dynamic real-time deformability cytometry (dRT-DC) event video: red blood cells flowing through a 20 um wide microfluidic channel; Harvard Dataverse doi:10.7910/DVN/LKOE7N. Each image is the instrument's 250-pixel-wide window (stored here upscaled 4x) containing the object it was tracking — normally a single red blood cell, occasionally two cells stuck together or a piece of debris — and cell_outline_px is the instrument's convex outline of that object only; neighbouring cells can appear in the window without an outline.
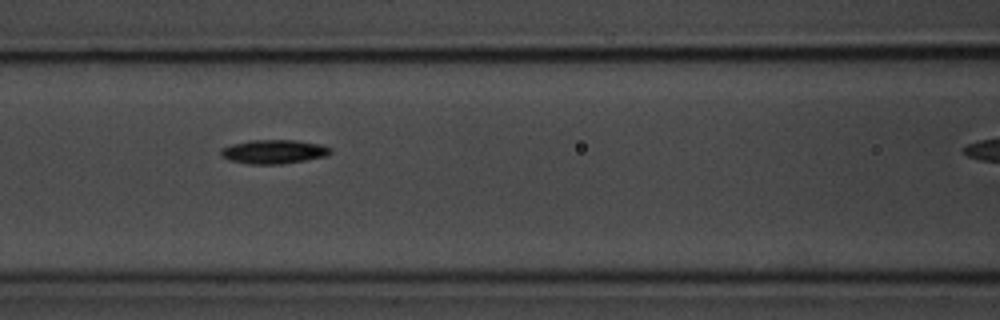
{"species": "common noctule bat (a hibernating species)", "species_latin": "Nyctalus noctula", "temperature_condition": "room temperature", "stored_images_in_passage": 7, "segment_of_instrument_passage": [1, 2], "camera_frame_rate_fps": 3000, "um_per_image_px": 0.085, "animal": {"sex": "male", "body_mass_g": 20.1, "forearm_length_mm": 53.5}, "frame": {"image": 1, "passage_image": 5, "time_ms": 5.667, "image_size_px": [1000, 320], "cell_outline_px": [[332, 152], [324, 156], [304, 160], [280, 164], [248, 164], [228, 160], [220, 156], [220, 148], [232, 144], [248, 140], [296, 140], [324, 144], [332, 148]], "centroid_in_image_um": [23.24, 12.88], "position_along_channel_um": 143.4, "area_um2": 15.49}}
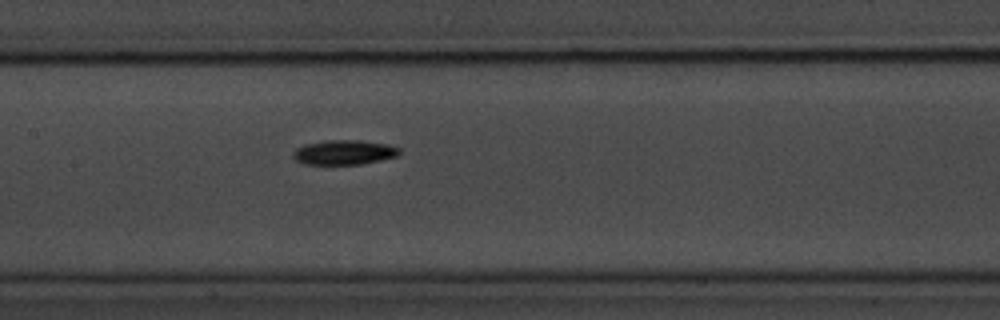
{"frame": {"image": 2, "passage_image": 6, "time_ms": 6.667, "image_size_px": [1000, 320], "cell_outline_px": [[400, 152], [396, 156], [380, 160], [360, 164], [304, 164], [296, 160], [292, 156], [292, 152], [296, 148], [304, 144], [324, 140], [360, 140], [388, 144], [400, 148]], "centroid_in_image_um": [29.21, 12.94], "position_along_channel_um": 178.2, "area_um2": 15.32}}